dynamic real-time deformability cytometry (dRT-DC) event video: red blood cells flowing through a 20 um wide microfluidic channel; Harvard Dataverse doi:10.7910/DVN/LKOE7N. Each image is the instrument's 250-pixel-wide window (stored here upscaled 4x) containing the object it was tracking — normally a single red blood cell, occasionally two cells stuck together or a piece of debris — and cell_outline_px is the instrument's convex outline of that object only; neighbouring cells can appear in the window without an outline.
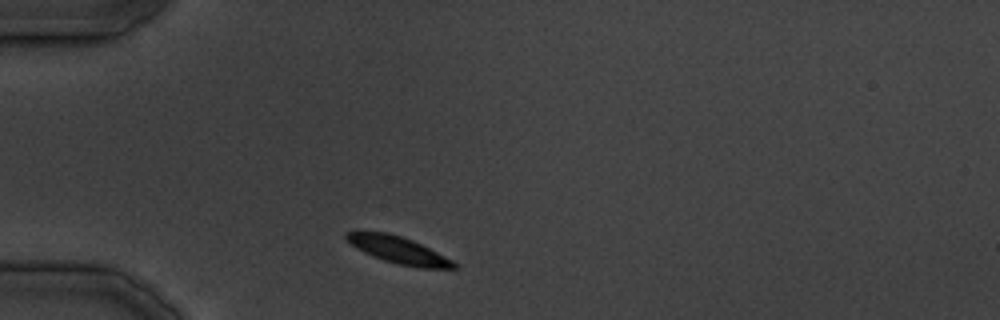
{"species": "common noctule bat (a hibernating species)", "species_latin": "Nyctalus noctula", "temperature_condition": "cold", "stored_images_in_passage": 28, "camera_frame_rate_fps": 3000, "um_per_image_px": 0.085, "animal": {"sex": "male", "body_mass_g": 19.5, "forearm_length_mm": 54.6}, "frame": {"image": 1, "passage_image": 1, "time_ms": 0.0, "image_size_px": [1000, 320], "cell_outline_px": [[460, 268], [420, 268], [396, 264], [372, 256], [356, 248], [344, 236], [344, 232], [388, 232], [412, 240], [460, 264]], "centroid_in_image_um": [33.9, 21.27], "position_along_channel_um": 51.1, "area_um2": 16.7}}
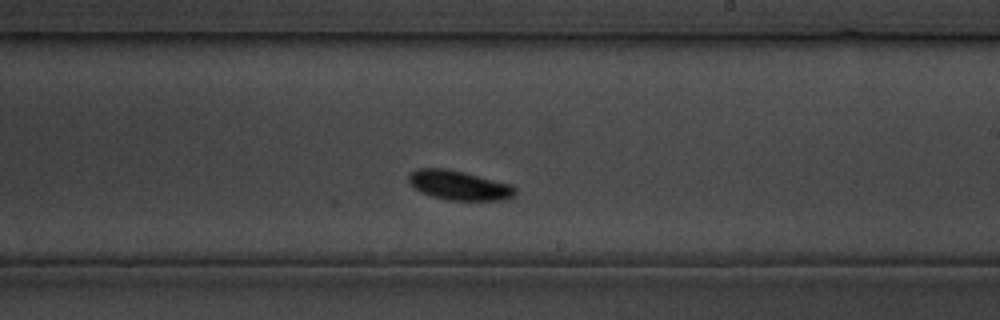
{"frame": {"image": 2, "passage_image": 13, "time_ms": 15.333, "image_size_px": [1000, 320], "cell_outline_px": [[516, 196], [504, 200], [448, 200], [432, 196], [420, 192], [408, 180], [408, 176], [416, 168], [444, 168], [464, 172], [512, 184], [516, 188]], "centroid_in_image_um": [39.06, 15.75], "position_along_channel_um": 249.9, "area_um2": 18.32}}
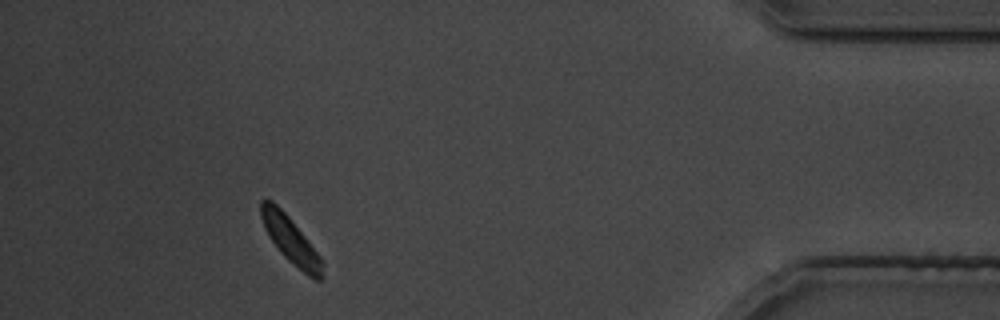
{"frame": {"image": 3, "passage_image": 25, "time_ms": 30.0, "image_size_px": [1000, 320], "cell_outline_px": [[324, 264], [320, 280], [316, 280], [308, 276], [288, 260], [284, 256], [268, 236], [264, 228], [260, 216], [260, 200], [272, 200], [288, 216], [320, 256]], "centroid_in_image_um": [24.68, 20.4], "position_along_channel_um": 410.5, "area_um2": 16.3}}